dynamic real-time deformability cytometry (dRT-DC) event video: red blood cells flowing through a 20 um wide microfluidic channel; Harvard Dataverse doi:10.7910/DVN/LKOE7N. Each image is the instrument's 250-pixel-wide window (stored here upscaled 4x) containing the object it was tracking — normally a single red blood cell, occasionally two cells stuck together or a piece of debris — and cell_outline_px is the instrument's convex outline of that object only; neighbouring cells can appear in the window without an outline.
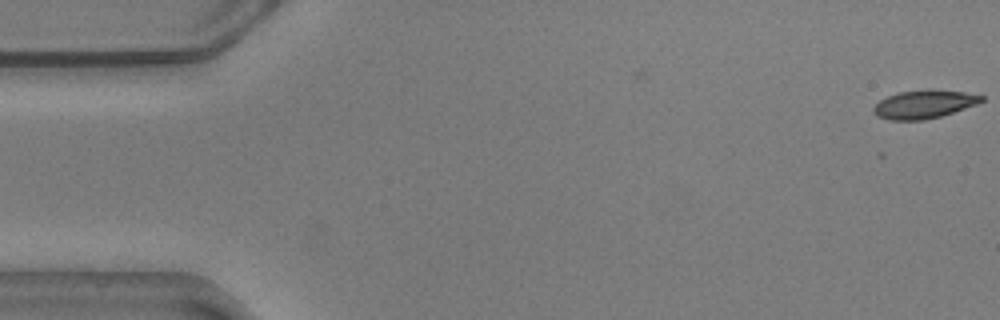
{"species": "common noctule bat (a hibernating species)", "species_latin": "Nyctalus noctula", "temperature_condition": "warm", "stored_images_in_passage": 6, "camera_frame_rate_fps": 3000, "um_per_image_px": 0.085, "animal": {"sex": "male", "body_mass_g": 20.5, "forearm_length_mm": 52.5}, "frame": {"image": 1, "passage_image": 1, "time_ms": 0.0, "image_size_px": [1000, 320], "cell_outline_px": [[984, 100], [976, 104], [940, 116], [924, 120], [892, 120], [876, 116], [872, 112], [872, 108], [880, 100], [896, 92], [928, 88], [932, 88], [964, 92], [984, 96]], "centroid_in_image_um": [78.51, 8.84], "position_along_channel_um": 6.5, "area_um2": 17.98}}